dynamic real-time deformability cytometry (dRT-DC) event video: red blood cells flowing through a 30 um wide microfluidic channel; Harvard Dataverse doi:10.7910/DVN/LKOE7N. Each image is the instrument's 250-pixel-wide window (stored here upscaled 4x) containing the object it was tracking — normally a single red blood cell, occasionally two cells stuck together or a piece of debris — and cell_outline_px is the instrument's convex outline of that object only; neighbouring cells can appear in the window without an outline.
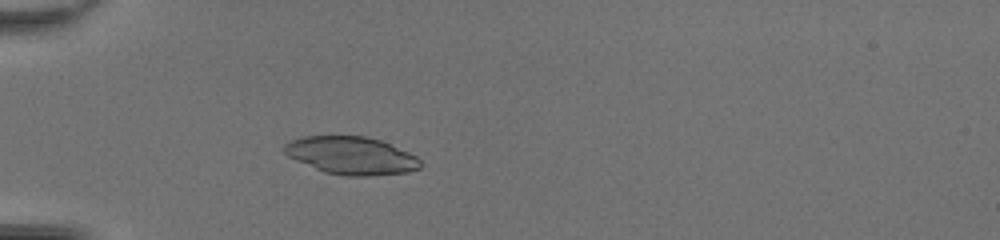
{"species": "common noctule bat (a hibernating species)", "species_latin": "Nyctalus noctula", "temperature_condition": "room temperature", "stored_images_in_passage": 44, "camera_frame_rate_fps": 3000, "um_per_image_px": 0.085, "animal": {"sex": "female", "body_mass_g": 20.0, "forearm_length_mm": 54.0}, "frame": {"image": 1, "passage_image": 11, "time_ms": 3.333, "image_size_px": [1000, 240], "cell_outline_px": [[424, 164], [420, 168], [408, 172], [368, 176], [344, 176], [324, 172], [296, 160], [288, 156], [284, 152], [284, 144], [292, 140], [304, 136], [364, 136], [380, 140], [408, 152], [416, 156]], "centroid_in_image_um": [29.87, 13.23], "position_along_channel_um": 55.1, "area_um2": 29.88}}
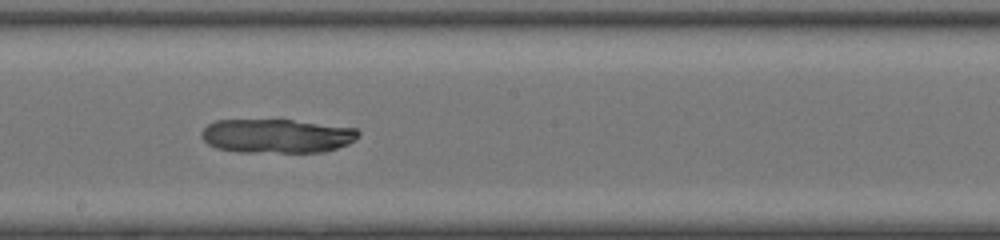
{"frame": {"image": 2, "passage_image": 24, "time_ms": 7.667, "image_size_px": [1000, 240], "cell_outline_px": [[360, 132], [348, 144], [336, 148], [320, 152], [244, 152], [216, 148], [208, 144], [204, 140], [204, 128], [208, 124], [216, 120], [292, 120], [356, 128]], "centroid_in_image_um": [23.53, 11.55], "position_along_channel_um": 224.7, "area_um2": 30.63}}
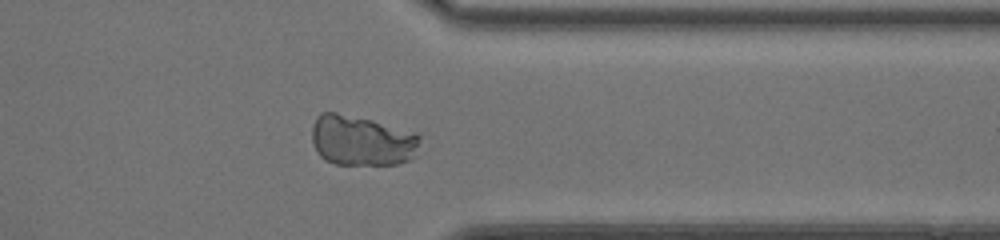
{"frame": {"image": 3, "passage_image": 35, "time_ms": 11.333, "image_size_px": [1000, 240], "cell_outline_px": [[420, 136], [416, 156], [408, 160], [396, 164], [336, 164], [324, 160], [316, 152], [312, 140], [312, 128], [316, 116], [320, 112], [336, 112], [372, 120], [416, 132]], "centroid_in_image_um": [30.73, 11.94], "position_along_channel_um": 380.7, "area_um2": 31.91}}